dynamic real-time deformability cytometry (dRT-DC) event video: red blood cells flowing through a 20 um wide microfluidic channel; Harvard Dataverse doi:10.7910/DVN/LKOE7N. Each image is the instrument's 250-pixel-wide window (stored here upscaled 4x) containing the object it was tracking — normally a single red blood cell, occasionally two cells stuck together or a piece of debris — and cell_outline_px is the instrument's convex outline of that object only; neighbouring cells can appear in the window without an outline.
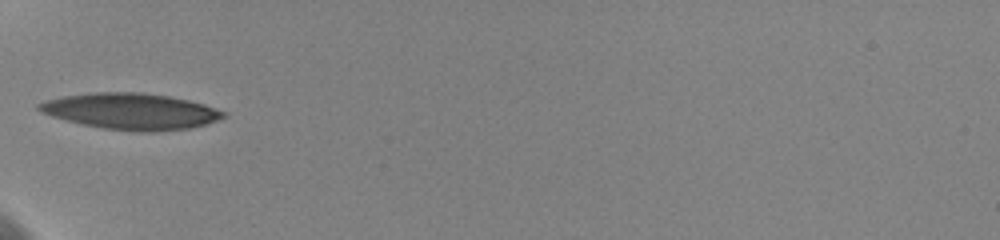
{"species": "human", "species_latin": "Homo sapiens", "temperature_condition": "cold", "stored_images_in_passage": 36, "camera_frame_rate_fps": 3000, "um_per_image_px": 0.085, "donor": {"sex": "female"}, "frame": {"image": 1, "passage_image": 1, "time_ms": 0.0, "image_size_px": [1000, 240], "cell_outline_px": [[228, 116], [192, 128], [152, 132], [140, 132], [104, 128], [84, 124], [52, 116], [40, 112], [36, 108], [36, 104], [48, 100], [64, 96], [96, 92], [140, 92], [168, 96], [188, 100], [204, 104], [228, 112]], "centroid_in_image_um": [11.17, 9.46], "position_along_channel_um": 73.8, "area_um2": 38.73}}
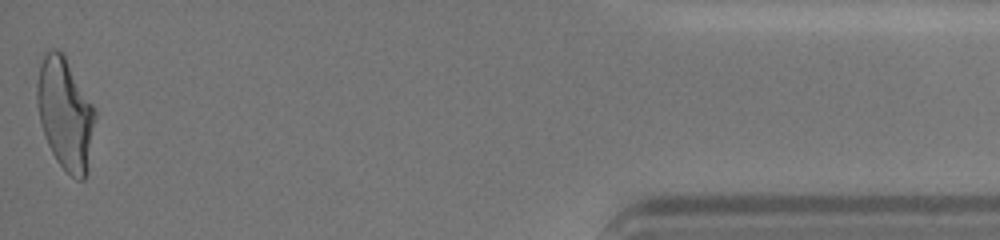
{"frame": {"image": 2, "passage_image": 36, "time_ms": 11.667, "image_size_px": [1000, 240], "cell_outline_px": [[96, 116], [88, 168], [84, 180], [76, 180], [56, 160], [48, 144], [40, 120], [36, 100], [36, 84], [40, 64], [48, 48], [56, 48], [64, 56], [96, 108]], "centroid_in_image_um": [5.55, 9.66], "position_along_channel_um": 429.6, "area_um2": 37.69}, "authors_computed_cell_mechanics": {"area_um2": 37.3099, "velocity_mm_per_s": 3.6022, "shape_relaxation_time_tau1_ms": 4.485, "shape_relaxation_time_tau2_ms": 1.2602, "deformation_change_tau1": 0.1863, "deformation_change_tau2": 0.0814}}